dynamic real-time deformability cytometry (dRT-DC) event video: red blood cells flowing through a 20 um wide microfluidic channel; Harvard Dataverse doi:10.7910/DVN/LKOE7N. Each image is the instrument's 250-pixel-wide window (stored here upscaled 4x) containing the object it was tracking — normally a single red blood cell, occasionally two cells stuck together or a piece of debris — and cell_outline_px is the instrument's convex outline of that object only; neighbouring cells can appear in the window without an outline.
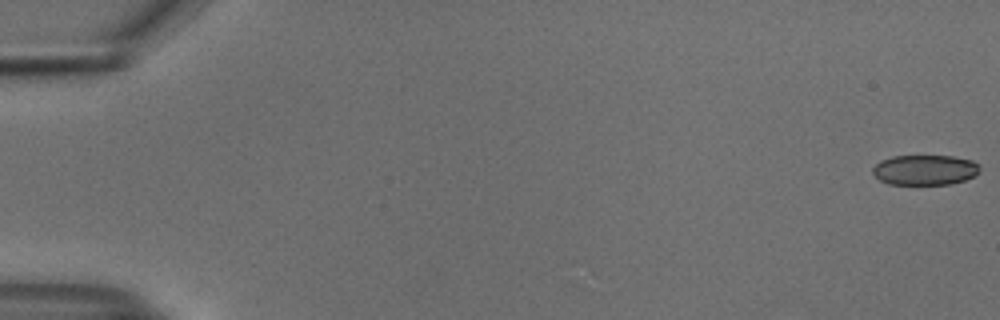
{"species": "common noctule bat (a hibernating species)", "species_latin": "Nyctalus noctula", "temperature_condition": "cold", "stored_images_in_passage": 55, "camera_frame_rate_fps": 3000, "um_per_image_px": 0.085, "animal": {"sex": "male", "body_mass_g": 18.8}, "frame": {"image": 1, "passage_image": 1, "time_ms": 0.0, "image_size_px": [1000, 320], "cell_outline_px": [[980, 168], [976, 176], [952, 184], [888, 184], [880, 180], [872, 172], [872, 168], [880, 160], [892, 156], [952, 156], [972, 160], [980, 164]], "centroid_in_image_um": [78.63, 14.44], "position_along_channel_um": 6.4, "area_um2": 18.96}}
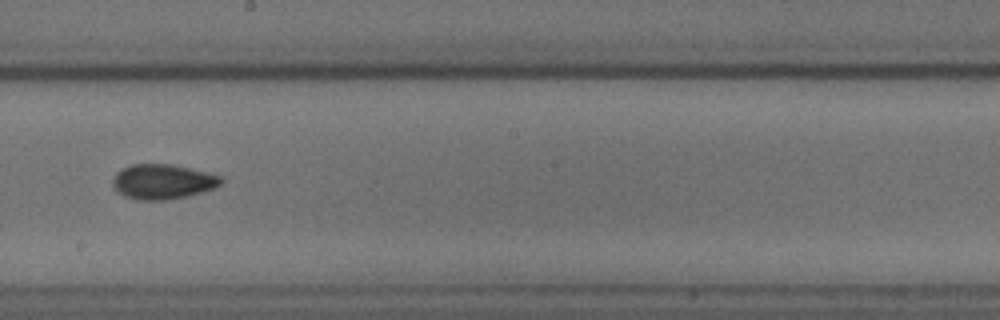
{"frame": {"image": 2, "passage_image": 32, "time_ms": 10.333, "image_size_px": [1000, 320], "cell_outline_px": [[224, 180], [216, 188], [188, 196], [168, 200], [136, 200], [124, 196], [112, 184], [112, 180], [116, 172], [132, 164], [172, 164], [224, 176]], "centroid_in_image_um": [13.87, 15.44], "position_along_channel_um": 234.3, "area_um2": 22.2}}
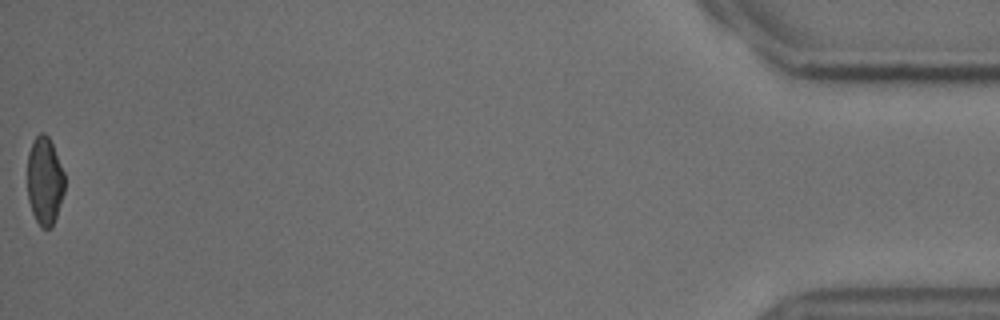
{"frame": {"image": 3, "passage_image": 55, "time_ms": 18.0, "image_size_px": [1000, 320], "cell_outline_px": [[64, 192], [52, 228], [40, 228], [32, 212], [28, 200], [28, 152], [32, 140], [40, 132], [44, 132], [48, 136], [52, 144], [64, 172]], "centroid_in_image_um": [3.79, 15.37], "position_along_channel_um": 431.4, "area_um2": 19.13}, "authors_computed_cell_mechanics": {"area_um2": 20.8658, "velocity_mm_per_s": 3.7508, "shape_relaxation_time_tau1_ms": 4.5046, "shape_relaxation_time_tau2_ms": 2.0471, "deformation_change_tau1": 0.1085, "deformation_change_tau2": 0.0733}}